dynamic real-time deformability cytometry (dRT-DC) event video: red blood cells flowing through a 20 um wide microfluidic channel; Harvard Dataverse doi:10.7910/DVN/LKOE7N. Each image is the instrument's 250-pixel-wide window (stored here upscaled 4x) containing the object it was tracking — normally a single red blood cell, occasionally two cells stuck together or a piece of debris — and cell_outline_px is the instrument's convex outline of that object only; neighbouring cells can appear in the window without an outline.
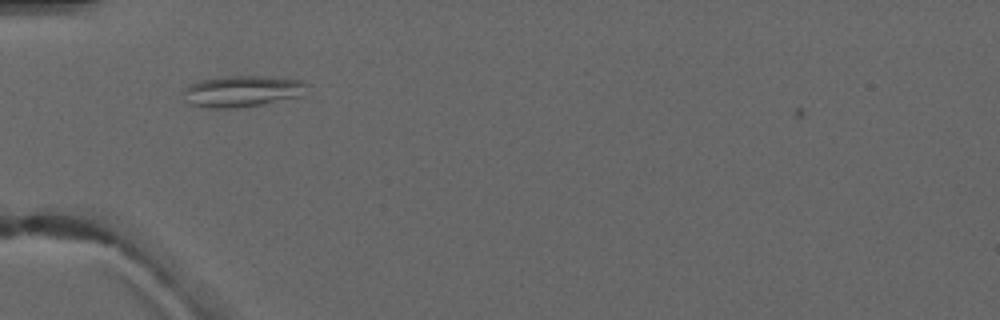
{"species": "common noctule bat (a hibernating species)", "species_latin": "Nyctalus noctula", "temperature_condition": "warm", "stored_images_in_passage": 3, "camera_frame_rate_fps": 3000, "um_per_image_px": 0.085, "animal": {"sex": "male", "forearm_length_mm": 52.5}, "frame": {"image": 1, "passage_image": 1, "time_ms": 0.0, "image_size_px": [1000, 320], "cell_outline_px": [[308, 84], [300, 96], [260, 104], [236, 108], [208, 108], [192, 104], [184, 100], [184, 88], [200, 80], [224, 76], [264, 76], [300, 80]], "centroid_in_image_um": [20.55, 7.75], "position_along_channel_um": 64.5, "area_um2": 22.25}}